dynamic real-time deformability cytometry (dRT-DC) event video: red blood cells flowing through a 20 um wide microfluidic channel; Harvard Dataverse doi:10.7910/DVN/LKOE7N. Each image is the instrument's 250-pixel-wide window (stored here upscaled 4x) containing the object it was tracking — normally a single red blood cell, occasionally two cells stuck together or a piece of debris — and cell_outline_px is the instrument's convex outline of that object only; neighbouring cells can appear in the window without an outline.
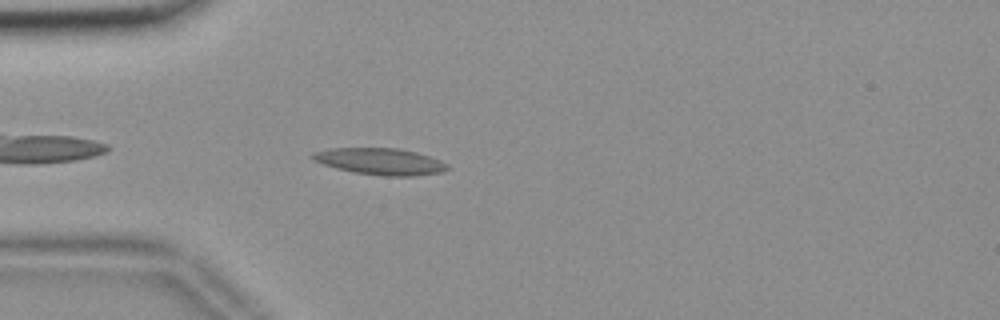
{"species": "common noctule bat (a hibernating species)", "species_latin": "Nyctalus noctula", "temperature_condition": "room temperature", "stored_images_in_passage": 44, "camera_frame_rate_fps": 3000, "um_per_image_px": 0.085, "animal": {"sex": "female", "body_mass_g": 18.4}, "frame": {"image": 1, "passage_image": 4, "time_ms": 1.0, "image_size_px": [1000, 320], "cell_outline_px": [[448, 168], [440, 172], [412, 176], [384, 176], [352, 172], [336, 168], [312, 160], [308, 156], [312, 152], [332, 148], [400, 148], [416, 152], [440, 160], [448, 164]], "centroid_in_image_um": [32.26, 13.71], "position_along_channel_um": 52.7, "area_um2": 20.92}}
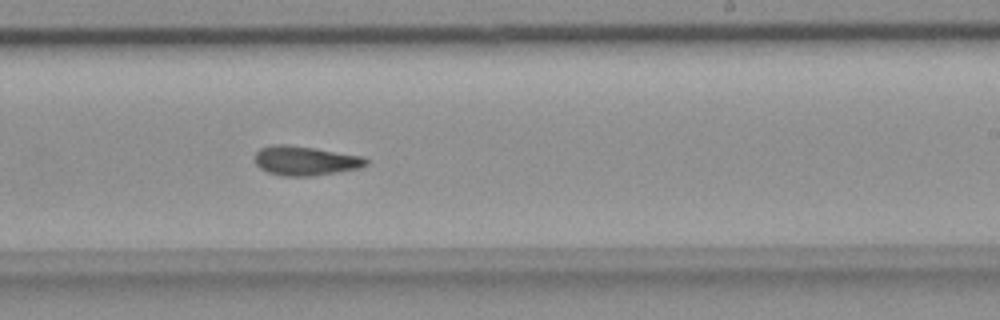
{"frame": {"image": 2, "passage_image": 22, "time_ms": 7.0, "image_size_px": [1000, 320], "cell_outline_px": [[368, 164], [360, 168], [312, 176], [284, 176], [268, 172], [260, 168], [256, 164], [256, 152], [260, 148], [272, 144], [288, 144], [316, 148], [364, 156], [368, 160]], "centroid_in_image_um": [25.97, 13.65], "position_along_channel_um": 263.0, "area_um2": 19.13}}
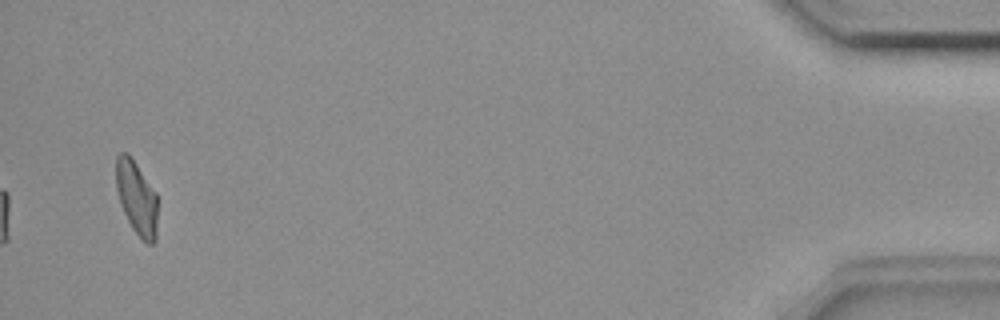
{"frame": {"image": 3, "passage_image": 42, "time_ms": 13.667, "image_size_px": [1000, 320], "cell_outline_px": [[156, 240], [152, 244], [148, 244], [132, 228], [120, 204], [116, 188], [116, 156], [120, 152], [128, 152], [156, 192]], "centroid_in_image_um": [11.59, 16.78], "position_along_channel_um": 423.6, "area_um2": 17.69}, "authors_computed_cell_mechanics": {"area_um2": 18.8717, "velocity_mm_per_s": 3.6593, "shape_relaxation_time_tau1_ms": null, "shape_relaxation_time_tau2_ms": 1.8382, "deformation_change_tau1": null, "deformation_change_tau2": 0.0854}}